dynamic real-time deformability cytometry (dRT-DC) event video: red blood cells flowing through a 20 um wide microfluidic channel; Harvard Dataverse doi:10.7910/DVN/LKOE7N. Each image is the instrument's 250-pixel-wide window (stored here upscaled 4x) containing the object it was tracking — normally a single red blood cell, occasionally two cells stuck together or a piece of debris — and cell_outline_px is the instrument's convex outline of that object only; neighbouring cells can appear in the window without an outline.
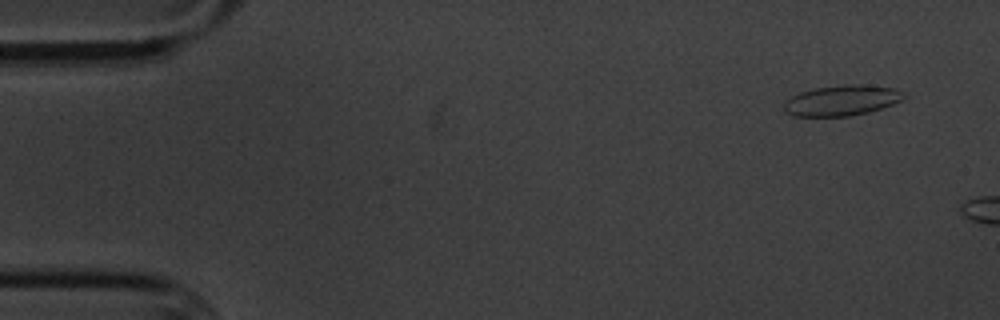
{"species": "common noctule bat (a hibernating species)", "species_latin": "Nyctalus noctula", "temperature_condition": "cold", "stored_images_in_passage": 4, "camera_frame_rate_fps": 3000, "um_per_image_px": 0.085, "animal": {"sex": "male", "body_mass_g": 20.1, "forearm_length_mm": 53.5}, "frame": {"image": 1, "passage_image": 2, "time_ms": 1.0, "image_size_px": [1000, 320], "cell_outline_px": [[908, 96], [892, 104], [868, 112], [848, 116], [792, 116], [784, 112], [784, 104], [792, 96], [800, 92], [816, 88], [844, 84], [860, 84], [896, 88], [904, 92]], "centroid_in_image_um": [71.57, 8.53], "position_along_channel_um": 13.4, "area_um2": 21.27}}